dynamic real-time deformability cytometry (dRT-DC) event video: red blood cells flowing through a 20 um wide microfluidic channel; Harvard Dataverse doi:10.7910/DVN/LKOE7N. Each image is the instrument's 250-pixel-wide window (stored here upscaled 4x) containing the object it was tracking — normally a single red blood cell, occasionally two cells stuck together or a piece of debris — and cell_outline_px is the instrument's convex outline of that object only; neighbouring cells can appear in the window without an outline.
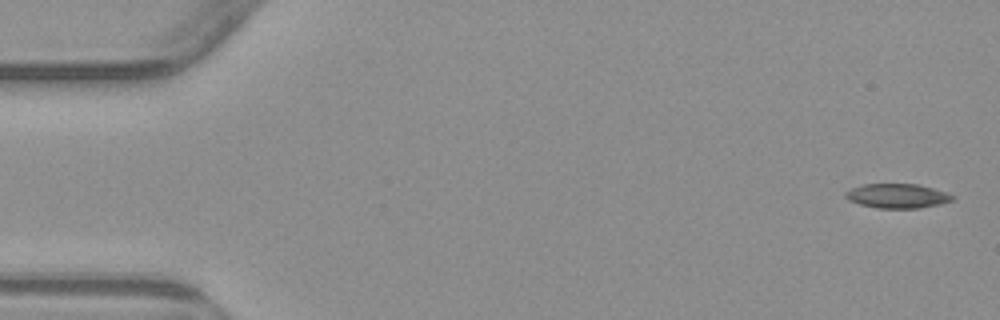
{"species": "common noctule bat (a hibernating species)", "species_latin": "Nyctalus noctula", "temperature_condition": "warm", "stored_images_in_passage": 5, "camera_frame_rate_fps": 3000, "um_per_image_px": 0.085, "animal": {"sex": "male", "body_mass_g": 23.1, "forearm_length_mm": 52.7}, "frame": {"image": 1, "passage_image": 1, "time_ms": 0.0, "image_size_px": [1000, 320], "cell_outline_px": [[956, 200], [940, 204], [920, 208], [876, 208], [860, 204], [848, 200], [844, 196], [844, 192], [852, 188], [864, 184], [916, 184], [932, 188], [956, 196]], "centroid_in_image_um": [76.28, 16.66], "position_along_channel_um": 8.7, "area_um2": 15.26}}
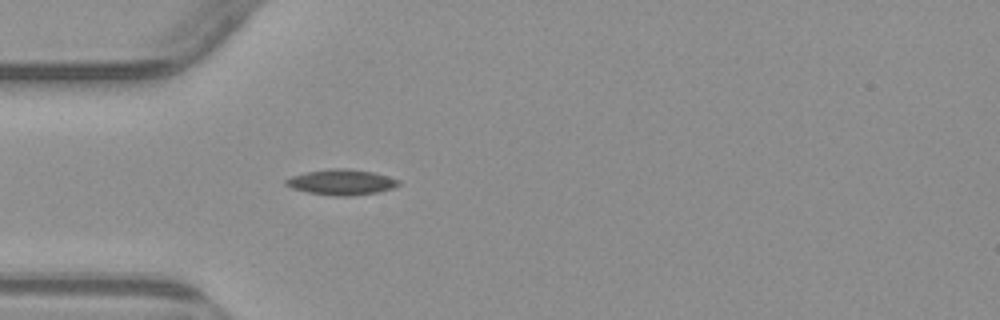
{"frame": {"image": 2, "passage_image": 5, "time_ms": 4.667, "image_size_px": [1000, 320], "cell_outline_px": [[400, 184], [392, 188], [380, 192], [352, 196], [336, 196], [308, 192], [292, 188], [284, 184], [284, 180], [292, 176], [308, 172], [332, 168], [344, 168], [372, 172], [388, 176], [400, 180]], "centroid_in_image_um": [29.04, 15.49], "position_along_channel_um": 56.0, "area_um2": 16.7}}